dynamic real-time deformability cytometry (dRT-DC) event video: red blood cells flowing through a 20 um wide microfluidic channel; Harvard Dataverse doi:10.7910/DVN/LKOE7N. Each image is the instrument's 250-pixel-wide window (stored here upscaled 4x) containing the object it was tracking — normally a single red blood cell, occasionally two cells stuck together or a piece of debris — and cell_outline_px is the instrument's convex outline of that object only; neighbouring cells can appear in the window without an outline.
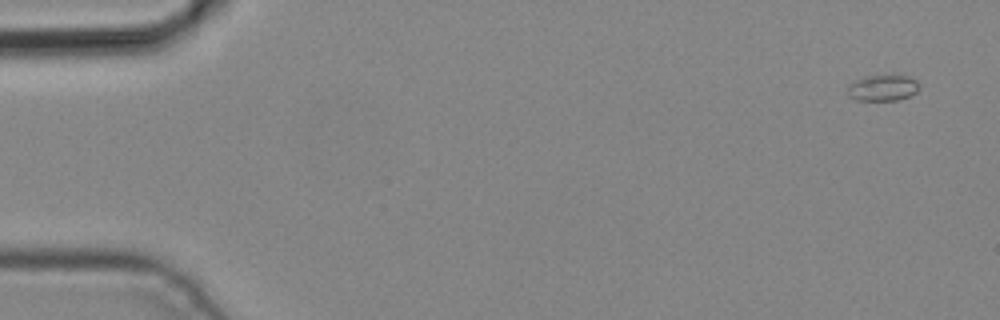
{"species": "common noctule bat (a hibernating species)", "species_latin": "Nyctalus noctula", "temperature_condition": "cold", "stored_images_in_passage": 4, "camera_frame_rate_fps": 3000, "um_per_image_px": 0.085, "animal": {"sex": "male", "body_mass_g": 19.2, "forearm_length_mm": 51.8}, "frame": {"image": 1, "passage_image": 1, "time_ms": 0.0, "image_size_px": [1000, 320], "cell_outline_px": [[920, 88], [916, 92], [908, 96], [896, 100], [856, 100], [848, 96], [848, 84], [864, 76], [892, 72], [908, 76], [916, 80], [920, 84]], "centroid_in_image_um": [75.05, 7.41], "position_along_channel_um": 9.9, "area_um2": 11.44}}